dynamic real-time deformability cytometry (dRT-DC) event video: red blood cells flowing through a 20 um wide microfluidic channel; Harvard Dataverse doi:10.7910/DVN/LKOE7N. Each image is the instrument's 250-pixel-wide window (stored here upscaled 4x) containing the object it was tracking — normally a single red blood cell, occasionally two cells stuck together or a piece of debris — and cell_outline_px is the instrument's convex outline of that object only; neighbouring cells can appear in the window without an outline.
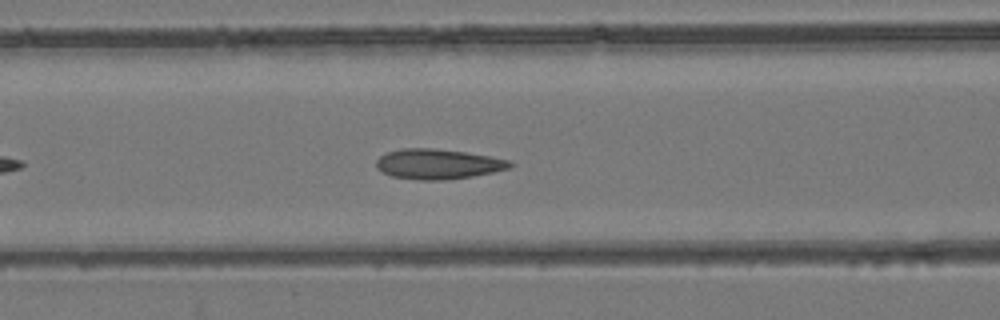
{"species": "common noctule bat (a hibernating species)", "species_latin": "Nyctalus noctula", "temperature_condition": "room temperature", "stored_images_in_passage": 41, "camera_frame_rate_fps": 3000, "um_per_image_px": 0.085, "animal": {"sex": "female", "body_mass_g": 24.6, "forearm_length_mm": 56.2}, "frame": {"image": 1, "passage_image": 10, "time_ms": 3.0, "image_size_px": [1000, 320], "cell_outline_px": [[516, 164], [508, 168], [492, 172], [472, 176], [444, 180], [420, 180], [392, 176], [376, 168], [376, 160], [380, 156], [388, 152], [400, 148], [432, 148], [464, 152], [492, 156], [512, 160]], "centroid_in_image_um": [37.25, 13.93], "position_along_channel_um": 129.3, "area_um2": 23.47}}
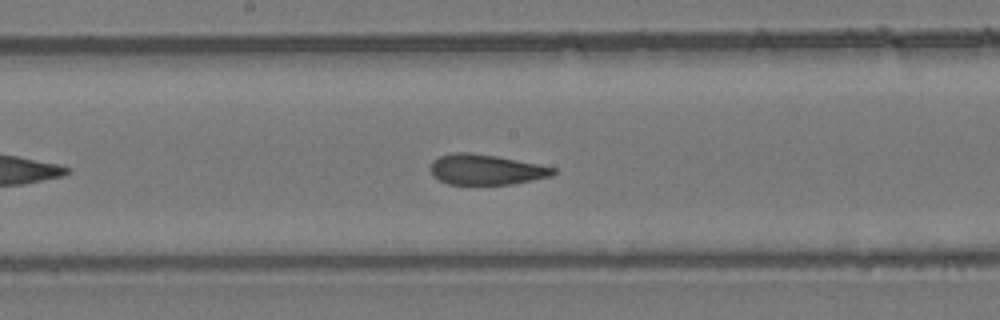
{"frame": {"image": 2, "passage_image": 16, "time_ms": 5.0, "image_size_px": [1000, 320], "cell_outline_px": [[556, 172], [552, 176], [512, 184], [448, 184], [432, 176], [432, 160], [440, 156], [452, 152], [468, 152], [496, 156], [540, 164], [556, 168]], "centroid_in_image_um": [41.33, 14.41], "position_along_channel_um": 206.9, "area_um2": 21.68}}
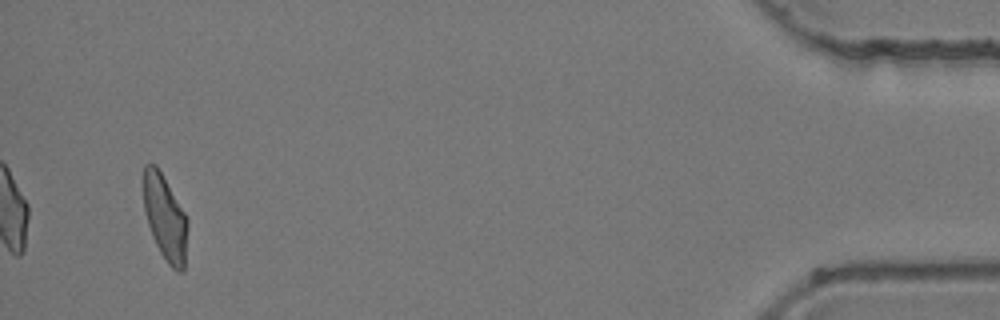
{"frame": {"image": 3, "passage_image": 39, "time_ms": 12.667, "image_size_px": [1000, 320], "cell_outline_px": [[188, 224], [184, 272], [176, 272], [168, 264], [160, 252], [152, 236], [144, 212], [144, 164], [156, 164], [184, 212], [188, 220]], "centroid_in_image_um": [14.04, 18.55], "position_along_channel_um": 421.2, "area_um2": 21.85}, "authors_computed_cell_mechanics": {"area_um2": 22.5998, "velocity_mm_per_s": 3.8744, "shape_relaxation_time_tau1_ms": null, "shape_relaxation_time_tau2_ms": 1.884, "deformation_change_tau1": null, "deformation_change_tau2": 0.0924}}